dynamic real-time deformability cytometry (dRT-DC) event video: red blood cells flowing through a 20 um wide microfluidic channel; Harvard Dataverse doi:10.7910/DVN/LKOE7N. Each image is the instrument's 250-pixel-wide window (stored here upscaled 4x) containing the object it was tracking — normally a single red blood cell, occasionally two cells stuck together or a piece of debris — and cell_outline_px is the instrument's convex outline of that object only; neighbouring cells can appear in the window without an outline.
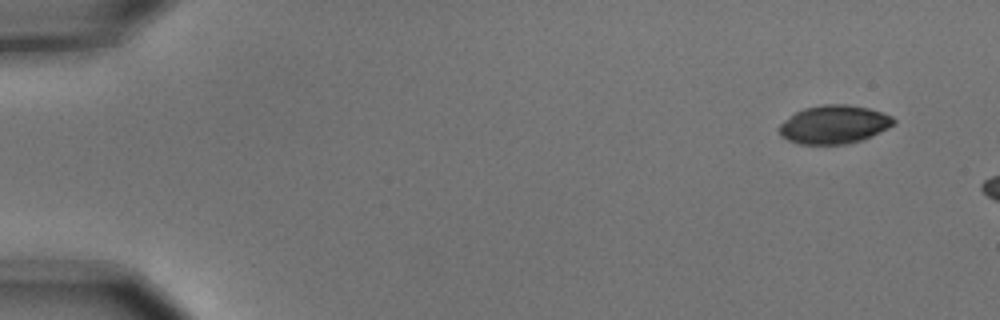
{"species": "common noctule bat (a hibernating species)", "species_latin": "Nyctalus noctula", "temperature_condition": "cold", "stored_images_in_passage": 3, "camera_frame_rate_fps": 3000, "um_per_image_px": 0.085, "animal": {"sex": "male", "body_mass_g": 15.6}, "frame": {"image": 1, "passage_image": 1, "time_ms": 0.0, "image_size_px": [1000, 320], "cell_outline_px": [[896, 124], [888, 128], [860, 140], [844, 144], [800, 144], [788, 140], [780, 136], [780, 124], [796, 112], [804, 108], [824, 104], [848, 104], [868, 108], [892, 116], [896, 120]], "centroid_in_image_um": [70.9, 10.57], "position_along_channel_um": 14.1, "area_um2": 25.37}}